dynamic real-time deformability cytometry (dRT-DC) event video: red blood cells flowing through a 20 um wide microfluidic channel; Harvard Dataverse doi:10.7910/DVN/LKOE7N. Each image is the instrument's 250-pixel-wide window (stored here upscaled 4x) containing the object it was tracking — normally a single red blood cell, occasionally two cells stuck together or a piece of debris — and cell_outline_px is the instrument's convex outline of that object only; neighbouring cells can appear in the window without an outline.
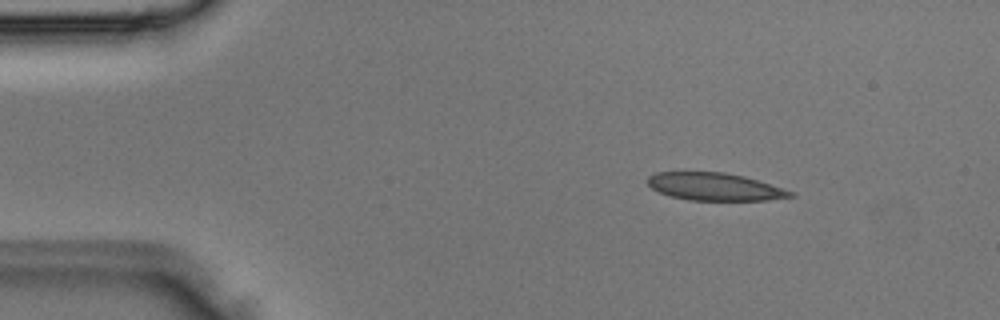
{"species": "Egyptian fruit bat (a non-hibernating species)", "species_latin": "Rousettus aegyptiacus", "temperature_condition": "room temperature", "stored_images_in_passage": 3, "camera_frame_rate_fps": 3000, "um_per_image_px": 0.085, "animal": {"sex": "male"}, "frame": {"image": 1, "passage_image": 1, "time_ms": 0.0, "image_size_px": [1000, 320], "cell_outline_px": [[796, 196], [768, 200], [688, 200], [668, 196], [652, 188], [644, 180], [648, 176], [656, 172], [724, 172], [744, 176], [796, 192]], "centroid_in_image_um": [60.74, 15.87], "position_along_channel_um": 24.3, "area_um2": 23.12}}